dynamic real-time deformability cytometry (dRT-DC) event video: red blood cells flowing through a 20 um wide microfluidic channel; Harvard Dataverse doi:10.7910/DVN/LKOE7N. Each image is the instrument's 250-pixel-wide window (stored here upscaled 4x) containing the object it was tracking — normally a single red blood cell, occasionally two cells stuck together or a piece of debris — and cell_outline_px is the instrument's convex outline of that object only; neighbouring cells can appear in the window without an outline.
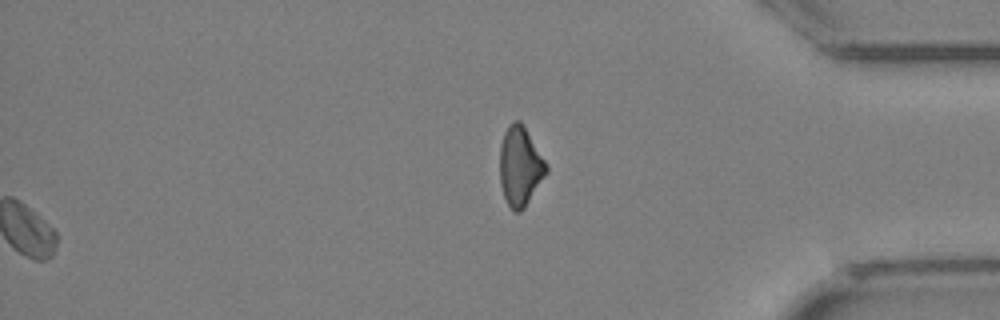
{"species": "Egyptian fruit bat (a non-hibernating species)", "species_latin": "Rousettus aegyptiacus", "temperature_condition": "cold", "stored_images_in_passage": 34, "segment_of_instrument_passage": [2, 2], "camera_frame_rate_fps": 3000, "um_per_image_px": 0.085, "animal": {"sex": "female"}, "frame": {"image": 1, "passage_image": 34, "time_ms": 11.0, "image_size_px": [1000, 320], "cell_outline_px": [[548, 172], [524, 208], [520, 212], [512, 212], [504, 196], [500, 184], [500, 144], [504, 132], [508, 124], [512, 120], [520, 120], [524, 124], [548, 164]], "centroid_in_image_um": [44.22, 14.1], "position_along_channel_um": 391.0, "area_um2": 21.91}}